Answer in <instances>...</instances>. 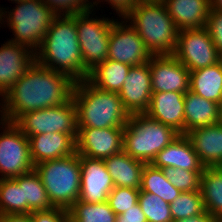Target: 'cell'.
Returning <instances> with one entry per match:
<instances>
[{
    "instance_id": "3",
    "label": "cell",
    "mask_w": 222,
    "mask_h": 222,
    "mask_svg": "<svg viewBox=\"0 0 222 222\" xmlns=\"http://www.w3.org/2000/svg\"><path fill=\"white\" fill-rule=\"evenodd\" d=\"M72 99L78 128L124 127L129 120L130 114L118 93L100 90L87 79L75 82Z\"/></svg>"
},
{
    "instance_id": "35",
    "label": "cell",
    "mask_w": 222,
    "mask_h": 222,
    "mask_svg": "<svg viewBox=\"0 0 222 222\" xmlns=\"http://www.w3.org/2000/svg\"><path fill=\"white\" fill-rule=\"evenodd\" d=\"M140 189L114 187L108 195L107 202L116 215H121L138 203Z\"/></svg>"
},
{
    "instance_id": "32",
    "label": "cell",
    "mask_w": 222,
    "mask_h": 222,
    "mask_svg": "<svg viewBox=\"0 0 222 222\" xmlns=\"http://www.w3.org/2000/svg\"><path fill=\"white\" fill-rule=\"evenodd\" d=\"M173 221L203 214L205 210L201 191L182 192L171 204Z\"/></svg>"
},
{
    "instance_id": "41",
    "label": "cell",
    "mask_w": 222,
    "mask_h": 222,
    "mask_svg": "<svg viewBox=\"0 0 222 222\" xmlns=\"http://www.w3.org/2000/svg\"><path fill=\"white\" fill-rule=\"evenodd\" d=\"M173 222H215V217L205 211L203 214L185 219H179Z\"/></svg>"
},
{
    "instance_id": "27",
    "label": "cell",
    "mask_w": 222,
    "mask_h": 222,
    "mask_svg": "<svg viewBox=\"0 0 222 222\" xmlns=\"http://www.w3.org/2000/svg\"><path fill=\"white\" fill-rule=\"evenodd\" d=\"M200 191L205 210L214 217L222 211V168L204 167Z\"/></svg>"
},
{
    "instance_id": "46",
    "label": "cell",
    "mask_w": 222,
    "mask_h": 222,
    "mask_svg": "<svg viewBox=\"0 0 222 222\" xmlns=\"http://www.w3.org/2000/svg\"><path fill=\"white\" fill-rule=\"evenodd\" d=\"M219 63L221 64V67H222V53L219 54Z\"/></svg>"
},
{
    "instance_id": "37",
    "label": "cell",
    "mask_w": 222,
    "mask_h": 222,
    "mask_svg": "<svg viewBox=\"0 0 222 222\" xmlns=\"http://www.w3.org/2000/svg\"><path fill=\"white\" fill-rule=\"evenodd\" d=\"M205 28L214 43V46L219 54L222 53V11L211 9Z\"/></svg>"
},
{
    "instance_id": "39",
    "label": "cell",
    "mask_w": 222,
    "mask_h": 222,
    "mask_svg": "<svg viewBox=\"0 0 222 222\" xmlns=\"http://www.w3.org/2000/svg\"><path fill=\"white\" fill-rule=\"evenodd\" d=\"M116 222H148L145 214L142 212L139 203L129 208L121 215L116 216Z\"/></svg>"
},
{
    "instance_id": "26",
    "label": "cell",
    "mask_w": 222,
    "mask_h": 222,
    "mask_svg": "<svg viewBox=\"0 0 222 222\" xmlns=\"http://www.w3.org/2000/svg\"><path fill=\"white\" fill-rule=\"evenodd\" d=\"M132 66L106 59L89 72L88 81L96 88L119 93Z\"/></svg>"
},
{
    "instance_id": "19",
    "label": "cell",
    "mask_w": 222,
    "mask_h": 222,
    "mask_svg": "<svg viewBox=\"0 0 222 222\" xmlns=\"http://www.w3.org/2000/svg\"><path fill=\"white\" fill-rule=\"evenodd\" d=\"M184 95L180 92H153L145 113L179 134H185Z\"/></svg>"
},
{
    "instance_id": "33",
    "label": "cell",
    "mask_w": 222,
    "mask_h": 222,
    "mask_svg": "<svg viewBox=\"0 0 222 222\" xmlns=\"http://www.w3.org/2000/svg\"><path fill=\"white\" fill-rule=\"evenodd\" d=\"M138 203L148 222H173L170 204L157 195L140 190Z\"/></svg>"
},
{
    "instance_id": "10",
    "label": "cell",
    "mask_w": 222,
    "mask_h": 222,
    "mask_svg": "<svg viewBox=\"0 0 222 222\" xmlns=\"http://www.w3.org/2000/svg\"><path fill=\"white\" fill-rule=\"evenodd\" d=\"M0 173L2 178H14L34 170L28 137L12 122L1 120Z\"/></svg>"
},
{
    "instance_id": "29",
    "label": "cell",
    "mask_w": 222,
    "mask_h": 222,
    "mask_svg": "<svg viewBox=\"0 0 222 222\" xmlns=\"http://www.w3.org/2000/svg\"><path fill=\"white\" fill-rule=\"evenodd\" d=\"M23 186L24 202L32 211L47 210L54 207L49 200L43 183L35 170L13 178Z\"/></svg>"
},
{
    "instance_id": "11",
    "label": "cell",
    "mask_w": 222,
    "mask_h": 222,
    "mask_svg": "<svg viewBox=\"0 0 222 222\" xmlns=\"http://www.w3.org/2000/svg\"><path fill=\"white\" fill-rule=\"evenodd\" d=\"M173 55L189 71L212 66L219 62V53L205 27L180 30Z\"/></svg>"
},
{
    "instance_id": "17",
    "label": "cell",
    "mask_w": 222,
    "mask_h": 222,
    "mask_svg": "<svg viewBox=\"0 0 222 222\" xmlns=\"http://www.w3.org/2000/svg\"><path fill=\"white\" fill-rule=\"evenodd\" d=\"M35 62V51L11 41L0 48V96L24 75Z\"/></svg>"
},
{
    "instance_id": "36",
    "label": "cell",
    "mask_w": 222,
    "mask_h": 222,
    "mask_svg": "<svg viewBox=\"0 0 222 222\" xmlns=\"http://www.w3.org/2000/svg\"><path fill=\"white\" fill-rule=\"evenodd\" d=\"M57 15H74L92 9L94 5L88 0H42ZM89 2V3H87ZM62 10V11H61ZM63 12V13H61Z\"/></svg>"
},
{
    "instance_id": "31",
    "label": "cell",
    "mask_w": 222,
    "mask_h": 222,
    "mask_svg": "<svg viewBox=\"0 0 222 222\" xmlns=\"http://www.w3.org/2000/svg\"><path fill=\"white\" fill-rule=\"evenodd\" d=\"M70 222H116V214L107 201L87 203L76 201L69 209Z\"/></svg>"
},
{
    "instance_id": "47",
    "label": "cell",
    "mask_w": 222,
    "mask_h": 222,
    "mask_svg": "<svg viewBox=\"0 0 222 222\" xmlns=\"http://www.w3.org/2000/svg\"><path fill=\"white\" fill-rule=\"evenodd\" d=\"M11 1H13V0H11ZM14 1H15V3H16V2H20V1H24V0H14Z\"/></svg>"
},
{
    "instance_id": "6",
    "label": "cell",
    "mask_w": 222,
    "mask_h": 222,
    "mask_svg": "<svg viewBox=\"0 0 222 222\" xmlns=\"http://www.w3.org/2000/svg\"><path fill=\"white\" fill-rule=\"evenodd\" d=\"M34 170L54 207L68 210L78 201L81 191V168L77 152L67 157L43 161L35 165Z\"/></svg>"
},
{
    "instance_id": "23",
    "label": "cell",
    "mask_w": 222,
    "mask_h": 222,
    "mask_svg": "<svg viewBox=\"0 0 222 222\" xmlns=\"http://www.w3.org/2000/svg\"><path fill=\"white\" fill-rule=\"evenodd\" d=\"M103 160L112 177L114 187L140 189L142 171L146 163L133 159L124 151Z\"/></svg>"
},
{
    "instance_id": "44",
    "label": "cell",
    "mask_w": 222,
    "mask_h": 222,
    "mask_svg": "<svg viewBox=\"0 0 222 222\" xmlns=\"http://www.w3.org/2000/svg\"><path fill=\"white\" fill-rule=\"evenodd\" d=\"M219 121L218 123L222 125V101L219 104Z\"/></svg>"
},
{
    "instance_id": "20",
    "label": "cell",
    "mask_w": 222,
    "mask_h": 222,
    "mask_svg": "<svg viewBox=\"0 0 222 222\" xmlns=\"http://www.w3.org/2000/svg\"><path fill=\"white\" fill-rule=\"evenodd\" d=\"M154 167L182 168L188 171H203L204 165L194 151L191 141L185 134H180L175 140L157 153L151 163Z\"/></svg>"
},
{
    "instance_id": "25",
    "label": "cell",
    "mask_w": 222,
    "mask_h": 222,
    "mask_svg": "<svg viewBox=\"0 0 222 222\" xmlns=\"http://www.w3.org/2000/svg\"><path fill=\"white\" fill-rule=\"evenodd\" d=\"M189 90L193 93L214 101H222V67L218 62L215 65L190 71Z\"/></svg>"
},
{
    "instance_id": "14",
    "label": "cell",
    "mask_w": 222,
    "mask_h": 222,
    "mask_svg": "<svg viewBox=\"0 0 222 222\" xmlns=\"http://www.w3.org/2000/svg\"><path fill=\"white\" fill-rule=\"evenodd\" d=\"M148 63L152 92L189 91L190 71L174 55H153Z\"/></svg>"
},
{
    "instance_id": "7",
    "label": "cell",
    "mask_w": 222,
    "mask_h": 222,
    "mask_svg": "<svg viewBox=\"0 0 222 222\" xmlns=\"http://www.w3.org/2000/svg\"><path fill=\"white\" fill-rule=\"evenodd\" d=\"M16 3L19 5L6 15L8 26L14 33V39L9 41L27 46L36 52L57 14L42 0Z\"/></svg>"
},
{
    "instance_id": "40",
    "label": "cell",
    "mask_w": 222,
    "mask_h": 222,
    "mask_svg": "<svg viewBox=\"0 0 222 222\" xmlns=\"http://www.w3.org/2000/svg\"><path fill=\"white\" fill-rule=\"evenodd\" d=\"M122 18L136 5L139 0H105ZM121 14V15H120Z\"/></svg>"
},
{
    "instance_id": "38",
    "label": "cell",
    "mask_w": 222,
    "mask_h": 222,
    "mask_svg": "<svg viewBox=\"0 0 222 222\" xmlns=\"http://www.w3.org/2000/svg\"><path fill=\"white\" fill-rule=\"evenodd\" d=\"M30 216L32 222H70L68 210L60 207L32 211Z\"/></svg>"
},
{
    "instance_id": "5",
    "label": "cell",
    "mask_w": 222,
    "mask_h": 222,
    "mask_svg": "<svg viewBox=\"0 0 222 222\" xmlns=\"http://www.w3.org/2000/svg\"><path fill=\"white\" fill-rule=\"evenodd\" d=\"M179 135L173 128L146 113L132 114L124 126L123 151L133 159L151 164L157 153Z\"/></svg>"
},
{
    "instance_id": "1",
    "label": "cell",
    "mask_w": 222,
    "mask_h": 222,
    "mask_svg": "<svg viewBox=\"0 0 222 222\" xmlns=\"http://www.w3.org/2000/svg\"><path fill=\"white\" fill-rule=\"evenodd\" d=\"M75 81L34 62L5 93L1 120L14 123L22 114L59 106L72 98Z\"/></svg>"
},
{
    "instance_id": "45",
    "label": "cell",
    "mask_w": 222,
    "mask_h": 222,
    "mask_svg": "<svg viewBox=\"0 0 222 222\" xmlns=\"http://www.w3.org/2000/svg\"><path fill=\"white\" fill-rule=\"evenodd\" d=\"M215 222H222V211L215 216Z\"/></svg>"
},
{
    "instance_id": "8",
    "label": "cell",
    "mask_w": 222,
    "mask_h": 222,
    "mask_svg": "<svg viewBox=\"0 0 222 222\" xmlns=\"http://www.w3.org/2000/svg\"><path fill=\"white\" fill-rule=\"evenodd\" d=\"M14 124L27 136L61 132L78 134L77 108L71 98L68 102L22 114Z\"/></svg>"
},
{
    "instance_id": "22",
    "label": "cell",
    "mask_w": 222,
    "mask_h": 222,
    "mask_svg": "<svg viewBox=\"0 0 222 222\" xmlns=\"http://www.w3.org/2000/svg\"><path fill=\"white\" fill-rule=\"evenodd\" d=\"M163 2L179 31L206 26L211 10L210 0H163Z\"/></svg>"
},
{
    "instance_id": "12",
    "label": "cell",
    "mask_w": 222,
    "mask_h": 222,
    "mask_svg": "<svg viewBox=\"0 0 222 222\" xmlns=\"http://www.w3.org/2000/svg\"><path fill=\"white\" fill-rule=\"evenodd\" d=\"M153 55L146 48L138 32L129 24L113 20L109 37L107 59L139 66L147 63Z\"/></svg>"
},
{
    "instance_id": "43",
    "label": "cell",
    "mask_w": 222,
    "mask_h": 222,
    "mask_svg": "<svg viewBox=\"0 0 222 222\" xmlns=\"http://www.w3.org/2000/svg\"><path fill=\"white\" fill-rule=\"evenodd\" d=\"M211 9H217L222 11V0H210Z\"/></svg>"
},
{
    "instance_id": "21",
    "label": "cell",
    "mask_w": 222,
    "mask_h": 222,
    "mask_svg": "<svg viewBox=\"0 0 222 222\" xmlns=\"http://www.w3.org/2000/svg\"><path fill=\"white\" fill-rule=\"evenodd\" d=\"M205 167L222 165V125L198 127L185 134Z\"/></svg>"
},
{
    "instance_id": "16",
    "label": "cell",
    "mask_w": 222,
    "mask_h": 222,
    "mask_svg": "<svg viewBox=\"0 0 222 222\" xmlns=\"http://www.w3.org/2000/svg\"><path fill=\"white\" fill-rule=\"evenodd\" d=\"M150 65L132 66L119 91L124 108L130 115L145 113L152 96Z\"/></svg>"
},
{
    "instance_id": "13",
    "label": "cell",
    "mask_w": 222,
    "mask_h": 222,
    "mask_svg": "<svg viewBox=\"0 0 222 222\" xmlns=\"http://www.w3.org/2000/svg\"><path fill=\"white\" fill-rule=\"evenodd\" d=\"M124 127L78 128L76 152L91 159H105L123 151Z\"/></svg>"
},
{
    "instance_id": "34",
    "label": "cell",
    "mask_w": 222,
    "mask_h": 222,
    "mask_svg": "<svg viewBox=\"0 0 222 222\" xmlns=\"http://www.w3.org/2000/svg\"><path fill=\"white\" fill-rule=\"evenodd\" d=\"M162 170L166 179L181 192L200 191L203 171H188L174 167H165Z\"/></svg>"
},
{
    "instance_id": "4",
    "label": "cell",
    "mask_w": 222,
    "mask_h": 222,
    "mask_svg": "<svg viewBox=\"0 0 222 222\" xmlns=\"http://www.w3.org/2000/svg\"><path fill=\"white\" fill-rule=\"evenodd\" d=\"M152 55H173L178 28L161 0H140L124 17Z\"/></svg>"
},
{
    "instance_id": "24",
    "label": "cell",
    "mask_w": 222,
    "mask_h": 222,
    "mask_svg": "<svg viewBox=\"0 0 222 222\" xmlns=\"http://www.w3.org/2000/svg\"><path fill=\"white\" fill-rule=\"evenodd\" d=\"M185 134L198 127L215 125L219 121V104L192 91L184 95Z\"/></svg>"
},
{
    "instance_id": "9",
    "label": "cell",
    "mask_w": 222,
    "mask_h": 222,
    "mask_svg": "<svg viewBox=\"0 0 222 222\" xmlns=\"http://www.w3.org/2000/svg\"><path fill=\"white\" fill-rule=\"evenodd\" d=\"M91 9L75 14V24L84 68L90 72L108 57L113 20L89 18Z\"/></svg>"
},
{
    "instance_id": "30",
    "label": "cell",
    "mask_w": 222,
    "mask_h": 222,
    "mask_svg": "<svg viewBox=\"0 0 222 222\" xmlns=\"http://www.w3.org/2000/svg\"><path fill=\"white\" fill-rule=\"evenodd\" d=\"M24 202L23 186L13 178H0V215L30 214Z\"/></svg>"
},
{
    "instance_id": "18",
    "label": "cell",
    "mask_w": 222,
    "mask_h": 222,
    "mask_svg": "<svg viewBox=\"0 0 222 222\" xmlns=\"http://www.w3.org/2000/svg\"><path fill=\"white\" fill-rule=\"evenodd\" d=\"M77 136L78 134L54 132L28 137L32 163L35 166L43 161L74 154L76 152Z\"/></svg>"
},
{
    "instance_id": "42",
    "label": "cell",
    "mask_w": 222,
    "mask_h": 222,
    "mask_svg": "<svg viewBox=\"0 0 222 222\" xmlns=\"http://www.w3.org/2000/svg\"><path fill=\"white\" fill-rule=\"evenodd\" d=\"M0 222H32L30 214L0 215Z\"/></svg>"
},
{
    "instance_id": "28",
    "label": "cell",
    "mask_w": 222,
    "mask_h": 222,
    "mask_svg": "<svg viewBox=\"0 0 222 222\" xmlns=\"http://www.w3.org/2000/svg\"><path fill=\"white\" fill-rule=\"evenodd\" d=\"M140 190L157 195L169 204L182 193L166 179L161 168L152 164H145L143 168Z\"/></svg>"
},
{
    "instance_id": "2",
    "label": "cell",
    "mask_w": 222,
    "mask_h": 222,
    "mask_svg": "<svg viewBox=\"0 0 222 222\" xmlns=\"http://www.w3.org/2000/svg\"><path fill=\"white\" fill-rule=\"evenodd\" d=\"M38 51L35 62L43 67L62 72L75 82L88 79L89 72L84 68L74 15H57Z\"/></svg>"
},
{
    "instance_id": "15",
    "label": "cell",
    "mask_w": 222,
    "mask_h": 222,
    "mask_svg": "<svg viewBox=\"0 0 222 222\" xmlns=\"http://www.w3.org/2000/svg\"><path fill=\"white\" fill-rule=\"evenodd\" d=\"M81 168V191L79 201L101 203L108 200L114 183L103 159H91L79 155Z\"/></svg>"
}]
</instances>
